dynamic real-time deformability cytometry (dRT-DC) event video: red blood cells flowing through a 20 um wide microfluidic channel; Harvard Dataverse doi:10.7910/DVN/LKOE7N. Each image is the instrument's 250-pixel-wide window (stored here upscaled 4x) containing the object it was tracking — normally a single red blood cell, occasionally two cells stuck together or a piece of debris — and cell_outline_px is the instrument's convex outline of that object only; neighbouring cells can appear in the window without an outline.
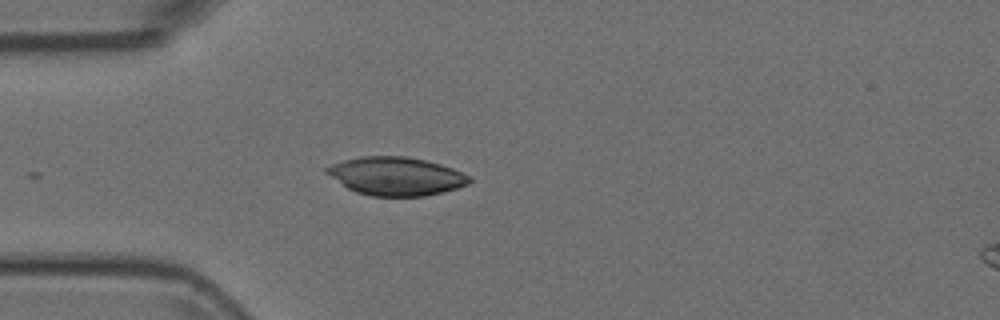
{"species": "Egyptian fruit bat (a non-hibernating species)", "species_latin": "Rousettus aegyptiacus", "temperature_condition": "room temperature", "stored_images_in_passage": 6, "camera_frame_rate_fps": 3000, "um_per_image_px": 0.085, "animal": {"sex": "female"}, "frame": {"image": 1, "passage_image": 1, "time_ms": 0.0, "image_size_px": [1000, 320], "cell_outline_px": [[472, 180], [468, 184], [444, 192], [424, 196], [372, 196], [356, 192], [348, 188], [324, 172], [324, 168], [332, 164], [344, 160], [360, 156], [404, 156], [424, 160], [440, 164], [452, 168], [468, 176]], "centroid_in_image_um": [33.64, 14.97], "position_along_channel_um": 51.4, "area_um2": 31.67}}